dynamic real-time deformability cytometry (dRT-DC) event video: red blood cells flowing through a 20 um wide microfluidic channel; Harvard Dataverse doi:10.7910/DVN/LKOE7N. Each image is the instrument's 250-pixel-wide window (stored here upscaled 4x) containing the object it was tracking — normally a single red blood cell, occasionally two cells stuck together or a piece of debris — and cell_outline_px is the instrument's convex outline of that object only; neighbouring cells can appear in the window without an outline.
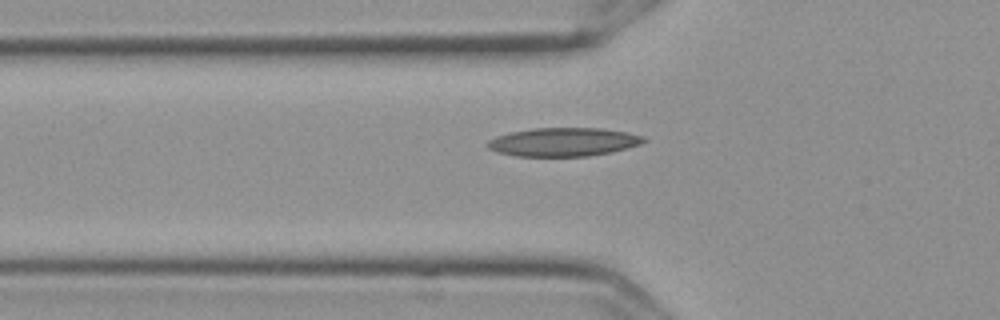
{"species": "Egyptian fruit bat (a non-hibernating species)", "species_latin": "Rousettus aegyptiacus", "temperature_condition": "cold", "stored_images_in_passage": 39, "camera_frame_rate_fps": 3000, "um_per_image_px": 0.085, "frame": {"image": 1, "passage_image": 2, "time_ms": 0.333, "image_size_px": [1000, 320], "cell_outline_px": [[648, 140], [640, 144], [628, 148], [612, 152], [588, 156], [516, 156], [496, 152], [488, 148], [484, 144], [488, 140], [496, 136], [512, 132], [532, 128], [600, 128], [628, 132], [644, 136]], "centroid_in_image_um": [47.89, 12.07], "position_along_channel_um": 77.9, "area_um2": 26.18}}
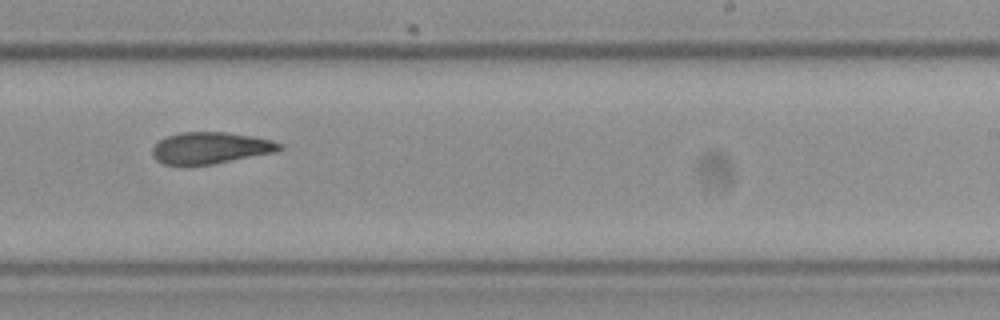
{"frame": {"image": 2, "passage_image": 18, "time_ms": 5.667, "image_size_px": [1000, 320], "cell_outline_px": [[284, 148], [276, 152], [212, 164], [164, 164], [156, 160], [152, 156], [152, 148], [160, 140], [168, 136], [180, 132], [228, 132], [252, 136], [272, 140], [280, 144]], "centroid_in_image_um": [17.9, 12.56], "position_along_channel_um": 271.1, "area_um2": 23.24}}
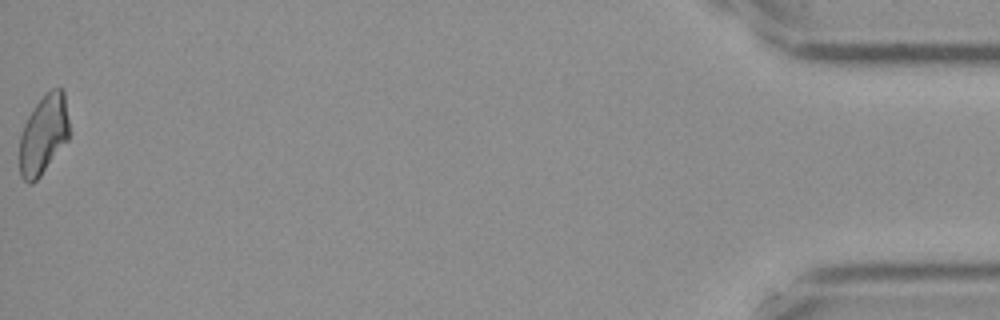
{"frame": {"image": 3, "passage_image": 39, "time_ms": 12.667, "image_size_px": [1000, 320], "cell_outline_px": [[68, 140], [40, 176], [32, 184], [28, 184], [20, 176], [20, 136], [24, 124], [28, 116], [36, 104], [52, 88], [60, 88], [64, 92], [68, 120]], "centroid_in_image_um": [3.69, 11.47], "position_along_channel_um": 431.5, "area_um2": 22.66}, "authors_computed_cell_mechanics": {"area_um2": 23.7558, "velocity_mm_per_s": 3.6076, "shape_relaxation_time_tau1_ms": null, "shape_relaxation_time_tau2_ms": 6.4571, "deformation_change_tau1": null, "deformation_change_tau2": 0.1584}}